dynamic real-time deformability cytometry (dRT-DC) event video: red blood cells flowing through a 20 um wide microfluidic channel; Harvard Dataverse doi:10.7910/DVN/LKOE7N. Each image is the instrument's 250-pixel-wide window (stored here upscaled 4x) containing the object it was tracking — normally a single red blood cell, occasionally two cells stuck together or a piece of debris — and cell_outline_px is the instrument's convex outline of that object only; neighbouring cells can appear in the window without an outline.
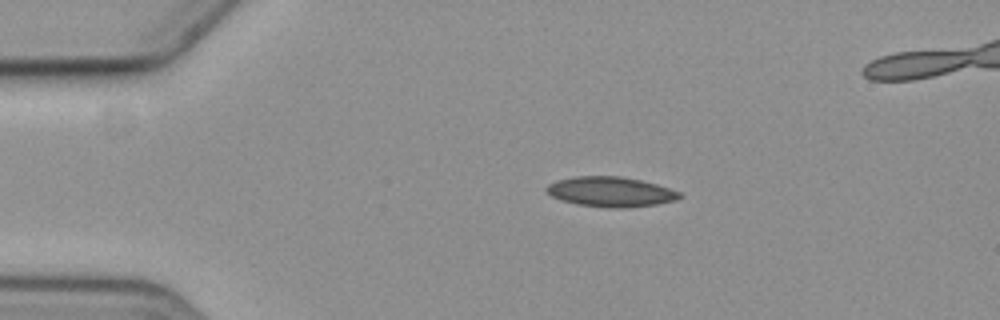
{"species": "common noctule bat (a hibernating species)", "species_latin": "Nyctalus noctula", "temperature_condition": "cold", "stored_images_in_passage": 6, "camera_frame_rate_fps": 3000, "um_per_image_px": 0.085, "animal": {"sex": "female", "body_mass_g": 19.3, "forearm_length_mm": 54.1}, "frame": {"image": 1, "passage_image": 3, "time_ms": 2.0, "image_size_px": [1000, 320], "cell_outline_px": [[680, 196], [676, 200], [656, 204], [624, 208], [616, 208], [580, 204], [560, 200], [552, 196], [544, 188], [548, 184], [556, 180], [576, 176], [620, 176], [640, 180], [656, 184], [680, 192]], "centroid_in_image_um": [51.87, 16.29], "position_along_channel_um": 33.1, "area_um2": 22.95}}
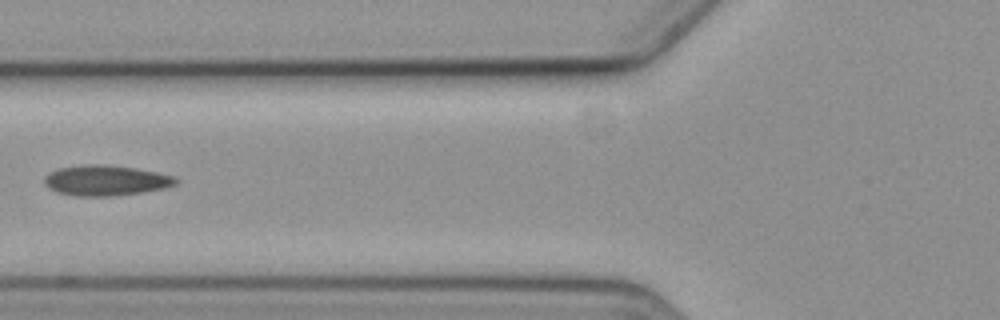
{"frame": {"image": 2, "passage_image": 6, "time_ms": 5.667, "image_size_px": [1000, 320], "cell_outline_px": [[176, 184], [164, 188], [140, 192], [108, 196], [76, 196], [56, 192], [48, 188], [44, 184], [44, 176], [56, 168], [88, 164], [104, 164], [136, 168], [156, 172], [172, 176], [176, 180]], "centroid_in_image_um": [8.91, 15.33], "position_along_channel_um": 116.9, "area_um2": 23.18}}